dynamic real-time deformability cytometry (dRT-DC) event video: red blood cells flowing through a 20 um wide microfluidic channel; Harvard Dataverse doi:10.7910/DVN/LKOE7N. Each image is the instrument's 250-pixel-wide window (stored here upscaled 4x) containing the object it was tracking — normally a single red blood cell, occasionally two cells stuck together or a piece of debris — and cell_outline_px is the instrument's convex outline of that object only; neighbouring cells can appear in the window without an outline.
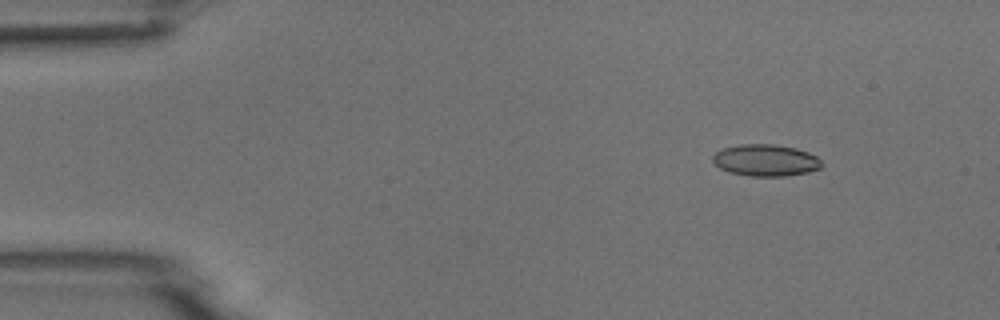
{"species": "common noctule bat (a hibernating species)", "species_latin": "Nyctalus noctula", "temperature_condition": "room temperature", "stored_images_in_passage": 4, "camera_frame_rate_fps": 3000, "um_per_image_px": 0.085, "animal": {"sex": "male", "body_mass_g": 18.8}, "frame": {"image": 1, "passage_image": 2, "time_ms": 0.333, "image_size_px": [1000, 320], "cell_outline_px": [[824, 164], [820, 168], [808, 172], [784, 176], [748, 176], [728, 172], [720, 168], [712, 160], [712, 156], [716, 152], [724, 148], [740, 144], [772, 144], [796, 148], [808, 152], [816, 156]], "centroid_in_image_um": [65.08, 13.63], "position_along_channel_um": 19.9, "area_um2": 20.17}}